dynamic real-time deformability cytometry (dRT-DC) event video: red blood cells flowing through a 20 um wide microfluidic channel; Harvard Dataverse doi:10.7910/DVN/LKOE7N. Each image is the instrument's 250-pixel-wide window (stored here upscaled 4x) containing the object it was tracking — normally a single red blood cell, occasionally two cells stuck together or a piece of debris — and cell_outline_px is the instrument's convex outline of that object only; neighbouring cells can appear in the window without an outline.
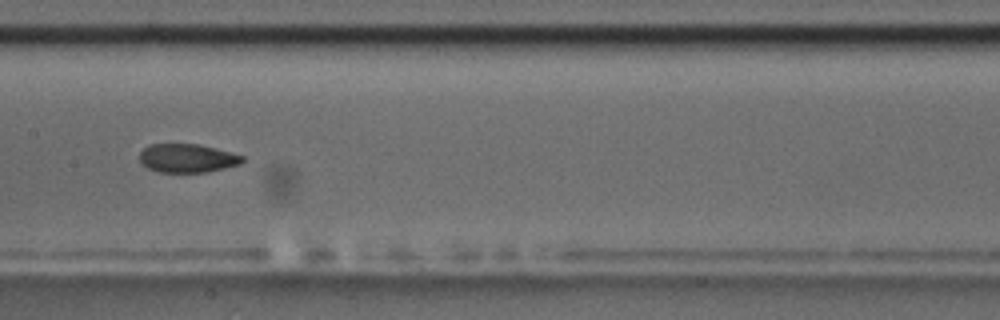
{"species": "common noctule bat (a hibernating species)", "species_latin": "Nyctalus noctula", "temperature_condition": "room temperature", "stored_images_in_passage": 10, "segment_of_instrument_passage": [1, 2], "camera_frame_rate_fps": 3000, "um_per_image_px": 0.085, "animal": {"sex": "male", "body_mass_g": 17.5, "forearm_length_mm": 52.3}, "frame": {"image": 1, "passage_image": 9, "time_ms": 9.333, "image_size_px": [1000, 320], "cell_outline_px": [[244, 160], [240, 164], [224, 168], [204, 172], [156, 172], [148, 168], [140, 160], [140, 152], [148, 144], [200, 144], [244, 156]], "centroid_in_image_um": [15.91, 13.44], "position_along_channel_um": 191.5, "area_um2": 17.05}}